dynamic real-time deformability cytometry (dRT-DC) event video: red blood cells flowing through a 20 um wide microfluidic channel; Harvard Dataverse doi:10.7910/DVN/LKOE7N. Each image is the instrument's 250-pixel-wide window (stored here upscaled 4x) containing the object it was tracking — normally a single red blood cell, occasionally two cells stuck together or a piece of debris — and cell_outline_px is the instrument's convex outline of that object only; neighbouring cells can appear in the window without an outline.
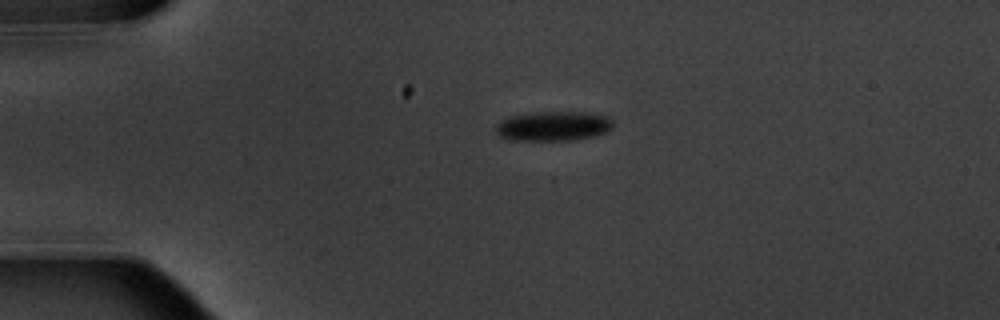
{"species": "common noctule bat (a hibernating species)", "species_latin": "Nyctalus noctula", "temperature_condition": "warm", "stored_images_in_passage": 2, "camera_frame_rate_fps": 3000, "um_per_image_px": 0.085, "animal": {"sex": "male", "body_mass_g": 20.1, "forearm_length_mm": 53.5}, "frame": {"image": 1, "passage_image": 1, "time_ms": 0.0, "image_size_px": [1000, 320], "cell_outline_px": [[612, 128], [608, 132], [596, 136], [580, 140], [504, 140], [496, 132], [496, 124], [500, 120], [508, 116], [532, 112], [584, 112], [608, 116], [612, 120]], "centroid_in_image_um": [47.02, 10.72], "position_along_channel_um": 38.0, "area_um2": 20.69}}